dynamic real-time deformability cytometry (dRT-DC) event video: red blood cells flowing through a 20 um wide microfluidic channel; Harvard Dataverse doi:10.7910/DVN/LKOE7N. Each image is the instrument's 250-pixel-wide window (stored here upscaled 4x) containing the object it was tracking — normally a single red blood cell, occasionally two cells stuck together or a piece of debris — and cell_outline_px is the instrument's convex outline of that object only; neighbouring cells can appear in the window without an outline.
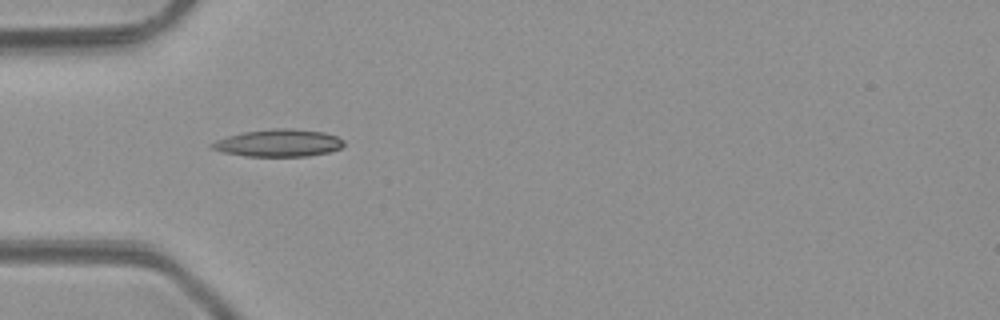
{"species": "common noctule bat (a hibernating species)", "species_latin": "Nyctalus noctula", "temperature_condition": "room temperature", "stored_images_in_passage": 3, "camera_frame_rate_fps": 3000, "um_per_image_px": 0.085, "animal": {"sex": "male", "body_mass_g": 23.1, "forearm_length_mm": 52.7}, "frame": {"image": 1, "passage_image": 1, "time_ms": 0.0, "image_size_px": [1000, 320], "cell_outline_px": [[344, 144], [340, 148], [328, 152], [308, 156], [244, 156], [224, 152], [208, 148], [208, 144], [216, 140], [228, 136], [244, 132], [272, 128], [292, 128], [324, 132], [336, 136], [344, 140]], "centroid_in_image_um": [23.65, 12.15], "position_along_channel_um": 61.4, "area_um2": 21.1}}
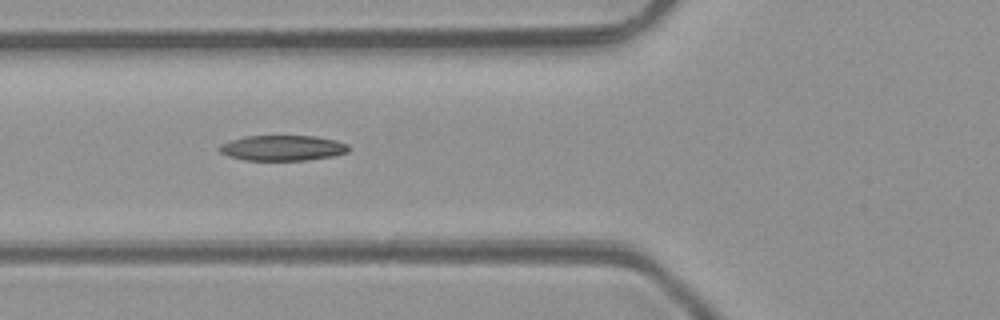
{"frame": {"image": 2, "passage_image": 2, "time_ms": 1.0, "image_size_px": [1000, 320], "cell_outline_px": [[352, 148], [348, 152], [332, 156], [304, 160], [244, 160], [228, 156], [220, 152], [216, 148], [220, 144], [244, 136], [316, 136], [336, 140], [348, 144]], "centroid_in_image_um": [24.02, 12.57], "position_along_channel_um": 101.8, "area_um2": 19.25}}
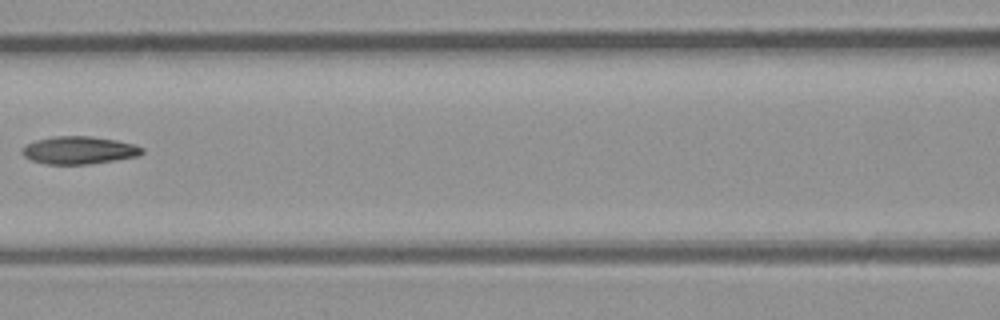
{"frame": {"image": 3, "passage_image": 3, "time_ms": 2.333, "image_size_px": [1000, 320], "cell_outline_px": [[144, 152], [140, 156], [88, 164], [48, 164], [32, 160], [24, 156], [20, 152], [20, 148], [24, 144], [36, 140], [52, 136], [92, 136], [116, 140], [136, 144], [144, 148]], "centroid_in_image_um": [6.71, 12.76], "position_along_channel_um": 159.9, "area_um2": 19.59}}